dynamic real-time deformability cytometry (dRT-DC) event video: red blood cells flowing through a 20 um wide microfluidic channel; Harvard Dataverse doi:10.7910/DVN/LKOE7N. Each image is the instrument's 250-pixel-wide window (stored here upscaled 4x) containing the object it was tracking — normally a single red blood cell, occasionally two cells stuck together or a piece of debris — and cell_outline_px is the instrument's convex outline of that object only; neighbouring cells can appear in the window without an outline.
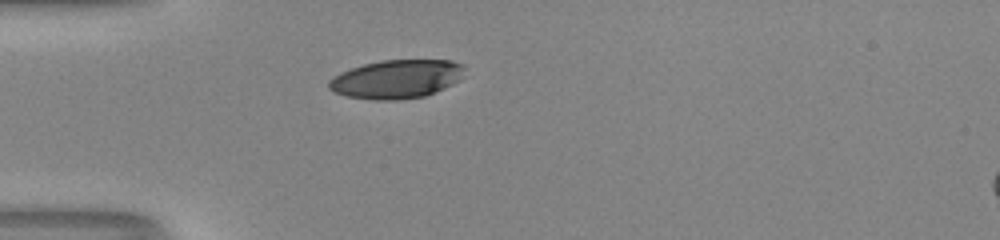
{"species": "human", "species_latin": "Homo sapiens", "temperature_condition": "room temperature", "stored_images_in_passage": 29, "camera_frame_rate_fps": 3000, "um_per_image_px": 0.085, "donor": {"sex": "male"}, "frame": {"image": 1, "passage_image": 1, "time_ms": 0.0, "image_size_px": [1000, 240], "cell_outline_px": [[464, 68], [460, 80], [444, 88], [424, 96], [396, 100], [376, 100], [348, 96], [332, 92], [328, 88], [328, 80], [332, 76], [340, 72], [364, 64], [380, 60], [452, 60], [464, 64]], "centroid_in_image_um": [33.68, 6.71], "position_along_channel_um": 51.3, "area_um2": 30.63}}
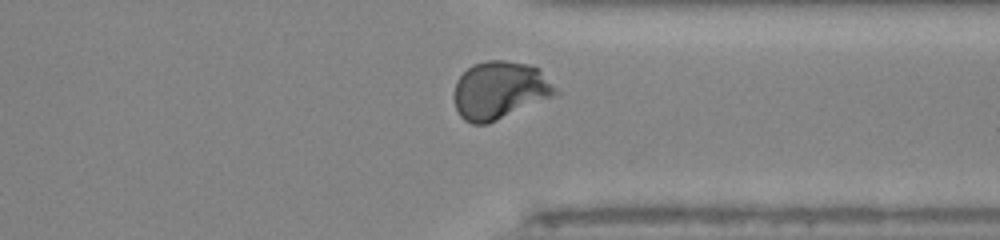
{"frame": {"image": 2, "passage_image": 26, "time_ms": 8.333, "image_size_px": [1000, 240], "cell_outline_px": [[560, 92], [552, 96], [488, 124], [472, 124], [464, 120], [460, 116], [456, 108], [456, 80], [472, 64], [488, 60], [504, 60], [528, 64], [540, 68]], "centroid_in_image_um": [42.49, 7.65], "position_along_channel_um": 368.9, "area_um2": 33.87}, "authors_computed_cell_mechanics": {"area_um2": 32.8882, "velocity_mm_per_s": 4.0008, "shape_relaxation_time_tau1_ms": 5.911, "shape_relaxation_time_tau2_ms": 0.7723, "deformation_change_tau1": 0.2259, "deformation_change_tau2": 0.0495}}